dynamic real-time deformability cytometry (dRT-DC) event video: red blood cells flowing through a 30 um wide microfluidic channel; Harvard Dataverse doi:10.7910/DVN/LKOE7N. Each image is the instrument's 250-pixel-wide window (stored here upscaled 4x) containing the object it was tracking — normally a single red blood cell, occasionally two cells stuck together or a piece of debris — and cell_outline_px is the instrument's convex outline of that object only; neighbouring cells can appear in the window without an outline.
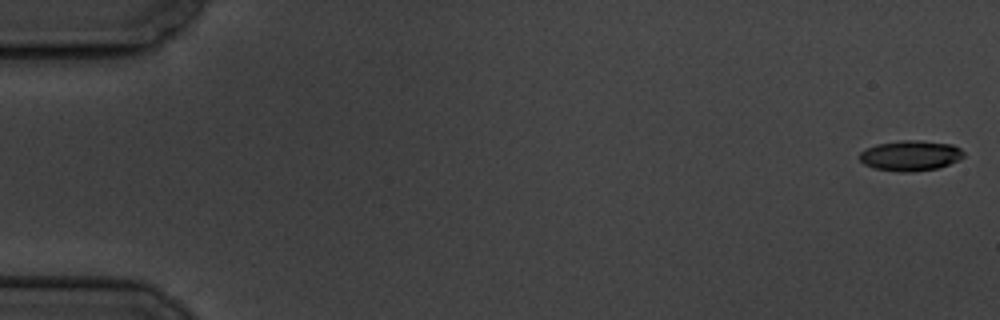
{"species": "common noctule bat (a hibernating species)", "species_latin": "Nyctalus noctula", "temperature_condition": "cold", "stored_images_in_passage": 58, "camera_frame_rate_fps": 3000, "um_per_image_px": 0.085, "animal": {"sex": "male", "body_mass_g": 19.5, "forearm_length_mm": 54.6}, "frame": {"image": 1, "passage_image": 1, "time_ms": 0.0, "image_size_px": [1000, 320], "cell_outline_px": [[964, 156], [948, 164], [936, 168], [912, 172], [904, 172], [876, 168], [864, 164], [860, 160], [860, 152], [864, 148], [876, 144], [900, 140], [920, 140], [952, 144], [960, 148], [964, 152]], "centroid_in_image_um": [77.37, 13.21], "position_along_channel_um": 7.6, "area_um2": 18.32}}
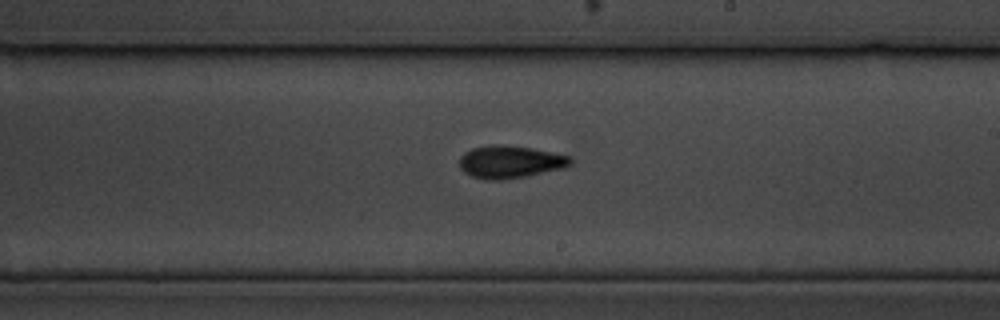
{"frame": {"image": 2, "passage_image": 34, "time_ms": 11.0, "image_size_px": [1000, 320], "cell_outline_px": [[572, 164], [564, 168], [524, 176], [500, 180], [488, 180], [472, 176], [464, 172], [460, 168], [460, 156], [464, 152], [472, 148], [492, 144], [500, 144], [532, 148], [552, 152], [568, 156], [572, 160]], "centroid_in_image_um": [43.34, 13.75], "position_along_channel_um": 245.7, "area_um2": 20.98}}
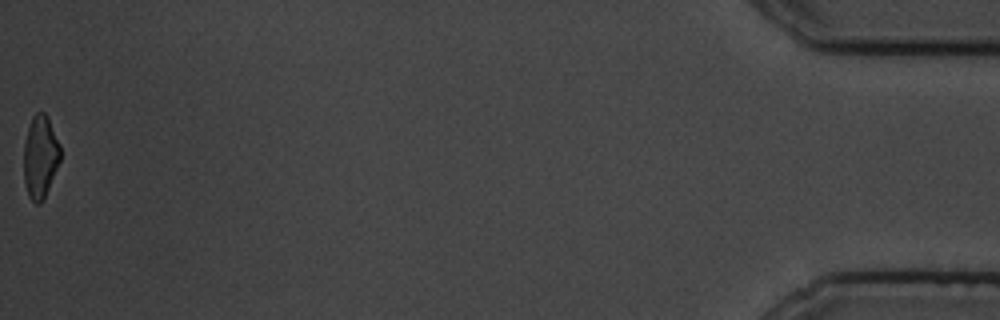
{"frame": {"image": 3, "passage_image": 58, "time_ms": 19.0, "image_size_px": [1000, 320], "cell_outline_px": [[60, 160], [44, 200], [40, 204], [36, 204], [28, 196], [24, 184], [24, 144], [28, 128], [32, 116], [36, 112], [44, 112], [48, 116], [60, 144]], "centroid_in_image_um": [3.42, 13.34], "position_along_channel_um": 431.8, "area_um2": 17.8}, "authors_computed_cell_mechanics": {"area_um2": 19.1896, "velocity_mm_per_s": 3.5094, "shape_relaxation_time_tau1_ms": 3.2549, "shape_relaxation_time_tau2_ms": 3.1425, "deformation_change_tau1": 0.1446, "deformation_change_tau2": 0.1061}}